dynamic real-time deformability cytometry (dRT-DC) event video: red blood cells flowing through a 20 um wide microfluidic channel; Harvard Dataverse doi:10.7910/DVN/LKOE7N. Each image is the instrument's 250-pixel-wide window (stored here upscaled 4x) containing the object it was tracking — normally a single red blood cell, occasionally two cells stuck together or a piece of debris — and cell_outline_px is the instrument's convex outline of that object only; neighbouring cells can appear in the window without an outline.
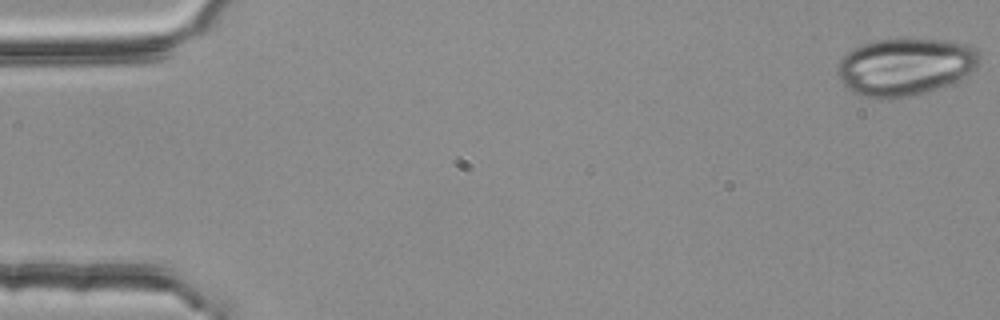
{"species": "common noctule bat (a hibernating species)", "species_latin": "Nyctalus noctula", "temperature_condition": "room temperature", "stored_images_in_passage": 54, "camera_frame_rate_fps": 3000, "um_per_image_px": 0.085, "animal": {"sex": "female", "body_mass_g": 25.1}, "frame": {"image": 1, "passage_image": 1, "time_ms": 0.0, "image_size_px": [1000, 320], "cell_outline_px": [[980, 60], [976, 68], [972, 72], [964, 76], [936, 88], [924, 92], [908, 96], [880, 100], [860, 96], [852, 92], [840, 80], [836, 72], [836, 68], [840, 60], [848, 52], [864, 44], [876, 40], [944, 40], [968, 44], [980, 56]], "centroid_in_image_um": [76.89, 5.69], "position_along_channel_um": 8.1, "area_um2": 46.93}}
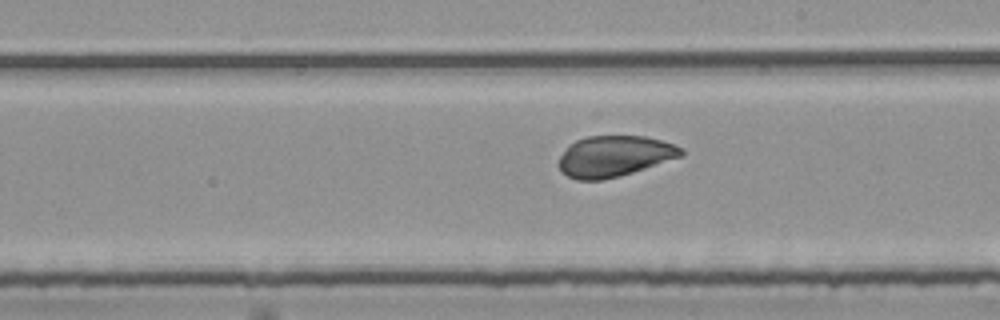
{"frame": {"image": 2, "passage_image": 31, "time_ms": 10.0, "image_size_px": [1000, 320], "cell_outline_px": [[684, 156], [620, 176], [604, 180], [576, 180], [560, 172], [556, 164], [560, 156], [576, 140], [588, 136], [648, 136], [672, 144], [680, 148], [684, 152]], "centroid_in_image_um": [52.2, 13.29], "position_along_channel_um": 236.8, "area_um2": 29.25}}
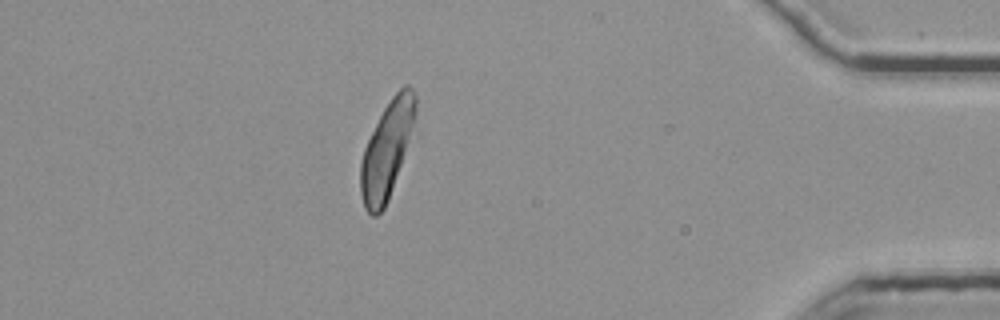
{"frame": {"image": 3, "passage_image": 48, "time_ms": 15.667, "image_size_px": [1000, 320], "cell_outline_px": [[416, 112], [400, 164], [388, 200], [384, 208], [376, 216], [372, 216], [364, 208], [360, 192], [360, 160], [364, 148], [384, 108], [392, 96], [404, 84], [408, 84], [412, 88], [416, 96]], "centroid_in_image_um": [32.84, 12.74], "position_along_channel_um": 402.4, "area_um2": 29.94}}